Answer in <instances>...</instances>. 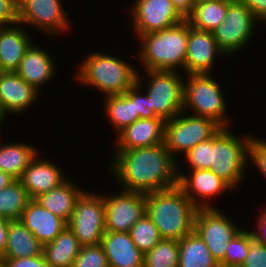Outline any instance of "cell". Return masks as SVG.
Segmentation results:
<instances>
[{
	"instance_id": "1",
	"label": "cell",
	"mask_w": 266,
	"mask_h": 267,
	"mask_svg": "<svg viewBox=\"0 0 266 267\" xmlns=\"http://www.w3.org/2000/svg\"><path fill=\"white\" fill-rule=\"evenodd\" d=\"M115 152L108 172L116 176L120 189L146 194L178 185V160L164 143Z\"/></svg>"
},
{
	"instance_id": "2",
	"label": "cell",
	"mask_w": 266,
	"mask_h": 267,
	"mask_svg": "<svg viewBox=\"0 0 266 267\" xmlns=\"http://www.w3.org/2000/svg\"><path fill=\"white\" fill-rule=\"evenodd\" d=\"M146 214L162 239L180 240L194 230L198 209L177 185L145 194Z\"/></svg>"
},
{
	"instance_id": "3",
	"label": "cell",
	"mask_w": 266,
	"mask_h": 267,
	"mask_svg": "<svg viewBox=\"0 0 266 267\" xmlns=\"http://www.w3.org/2000/svg\"><path fill=\"white\" fill-rule=\"evenodd\" d=\"M138 61L144 70L185 71L188 20L167 29L140 35ZM179 69V70H178ZM183 71V72H182Z\"/></svg>"
},
{
	"instance_id": "4",
	"label": "cell",
	"mask_w": 266,
	"mask_h": 267,
	"mask_svg": "<svg viewBox=\"0 0 266 267\" xmlns=\"http://www.w3.org/2000/svg\"><path fill=\"white\" fill-rule=\"evenodd\" d=\"M74 80L106 96L121 95L137 82L138 70L110 53L91 52L81 61Z\"/></svg>"
},
{
	"instance_id": "5",
	"label": "cell",
	"mask_w": 266,
	"mask_h": 267,
	"mask_svg": "<svg viewBox=\"0 0 266 267\" xmlns=\"http://www.w3.org/2000/svg\"><path fill=\"white\" fill-rule=\"evenodd\" d=\"M229 128H221L212 137V156L210 170L224 180L234 191L242 184L248 160V147L251 136L237 135Z\"/></svg>"
},
{
	"instance_id": "6",
	"label": "cell",
	"mask_w": 266,
	"mask_h": 267,
	"mask_svg": "<svg viewBox=\"0 0 266 267\" xmlns=\"http://www.w3.org/2000/svg\"><path fill=\"white\" fill-rule=\"evenodd\" d=\"M184 79L183 111L188 114L192 110L190 114L210 118L222 128L230 127L232 122L226 116L228 106L222 86L214 76L211 73L186 74Z\"/></svg>"
},
{
	"instance_id": "7",
	"label": "cell",
	"mask_w": 266,
	"mask_h": 267,
	"mask_svg": "<svg viewBox=\"0 0 266 267\" xmlns=\"http://www.w3.org/2000/svg\"><path fill=\"white\" fill-rule=\"evenodd\" d=\"M148 108L164 121L183 111L184 76L178 71L145 70Z\"/></svg>"
},
{
	"instance_id": "8",
	"label": "cell",
	"mask_w": 266,
	"mask_h": 267,
	"mask_svg": "<svg viewBox=\"0 0 266 267\" xmlns=\"http://www.w3.org/2000/svg\"><path fill=\"white\" fill-rule=\"evenodd\" d=\"M222 127L210 118L180 112L164 124V145L171 155L177 158L196 146L198 143L213 137Z\"/></svg>"
},
{
	"instance_id": "9",
	"label": "cell",
	"mask_w": 266,
	"mask_h": 267,
	"mask_svg": "<svg viewBox=\"0 0 266 267\" xmlns=\"http://www.w3.org/2000/svg\"><path fill=\"white\" fill-rule=\"evenodd\" d=\"M67 226L81 246L101 244L105 232L104 196L84 190L75 203Z\"/></svg>"
},
{
	"instance_id": "10",
	"label": "cell",
	"mask_w": 266,
	"mask_h": 267,
	"mask_svg": "<svg viewBox=\"0 0 266 267\" xmlns=\"http://www.w3.org/2000/svg\"><path fill=\"white\" fill-rule=\"evenodd\" d=\"M257 22L241 1L228 0L225 19L212 33L219 48L230 56L240 52L251 41Z\"/></svg>"
},
{
	"instance_id": "11",
	"label": "cell",
	"mask_w": 266,
	"mask_h": 267,
	"mask_svg": "<svg viewBox=\"0 0 266 267\" xmlns=\"http://www.w3.org/2000/svg\"><path fill=\"white\" fill-rule=\"evenodd\" d=\"M237 222L216 208H199L194 217V230L203 239L213 258L220 263L231 239L242 229Z\"/></svg>"
},
{
	"instance_id": "12",
	"label": "cell",
	"mask_w": 266,
	"mask_h": 267,
	"mask_svg": "<svg viewBox=\"0 0 266 267\" xmlns=\"http://www.w3.org/2000/svg\"><path fill=\"white\" fill-rule=\"evenodd\" d=\"M18 22L59 36L71 27L62 0H17Z\"/></svg>"
},
{
	"instance_id": "13",
	"label": "cell",
	"mask_w": 266,
	"mask_h": 267,
	"mask_svg": "<svg viewBox=\"0 0 266 267\" xmlns=\"http://www.w3.org/2000/svg\"><path fill=\"white\" fill-rule=\"evenodd\" d=\"M105 203V231L130 232L146 213L145 193L121 189L119 193L102 194Z\"/></svg>"
},
{
	"instance_id": "14",
	"label": "cell",
	"mask_w": 266,
	"mask_h": 267,
	"mask_svg": "<svg viewBox=\"0 0 266 267\" xmlns=\"http://www.w3.org/2000/svg\"><path fill=\"white\" fill-rule=\"evenodd\" d=\"M130 11L137 37L167 29L185 19L171 0H135Z\"/></svg>"
},
{
	"instance_id": "15",
	"label": "cell",
	"mask_w": 266,
	"mask_h": 267,
	"mask_svg": "<svg viewBox=\"0 0 266 267\" xmlns=\"http://www.w3.org/2000/svg\"><path fill=\"white\" fill-rule=\"evenodd\" d=\"M178 186L185 195L199 208H216V206L206 203L214 196L218 197L233 189L210 169H195L184 175L181 171V163L178 161ZM191 172V173H190ZM232 190V191H231ZM202 201V202H201ZM205 202V203H204Z\"/></svg>"
},
{
	"instance_id": "16",
	"label": "cell",
	"mask_w": 266,
	"mask_h": 267,
	"mask_svg": "<svg viewBox=\"0 0 266 267\" xmlns=\"http://www.w3.org/2000/svg\"><path fill=\"white\" fill-rule=\"evenodd\" d=\"M222 55L225 56V53L219 48L212 32L197 30L188 22L185 75L210 74L216 59Z\"/></svg>"
},
{
	"instance_id": "17",
	"label": "cell",
	"mask_w": 266,
	"mask_h": 267,
	"mask_svg": "<svg viewBox=\"0 0 266 267\" xmlns=\"http://www.w3.org/2000/svg\"><path fill=\"white\" fill-rule=\"evenodd\" d=\"M40 153L38 152L30 161L20 178L31 199L52 190L68 179L56 162L41 158Z\"/></svg>"
},
{
	"instance_id": "18",
	"label": "cell",
	"mask_w": 266,
	"mask_h": 267,
	"mask_svg": "<svg viewBox=\"0 0 266 267\" xmlns=\"http://www.w3.org/2000/svg\"><path fill=\"white\" fill-rule=\"evenodd\" d=\"M56 68V62L51 53L32 42L15 73L37 91H41L42 95V86L48 84L51 79L54 80L57 74Z\"/></svg>"
},
{
	"instance_id": "19",
	"label": "cell",
	"mask_w": 266,
	"mask_h": 267,
	"mask_svg": "<svg viewBox=\"0 0 266 267\" xmlns=\"http://www.w3.org/2000/svg\"><path fill=\"white\" fill-rule=\"evenodd\" d=\"M40 93L15 72H4L0 76V107L6 116L8 113L24 114L38 100Z\"/></svg>"
},
{
	"instance_id": "20",
	"label": "cell",
	"mask_w": 266,
	"mask_h": 267,
	"mask_svg": "<svg viewBox=\"0 0 266 267\" xmlns=\"http://www.w3.org/2000/svg\"><path fill=\"white\" fill-rule=\"evenodd\" d=\"M165 121L160 117L138 119L118 135H116V150H131L164 143Z\"/></svg>"
},
{
	"instance_id": "21",
	"label": "cell",
	"mask_w": 266,
	"mask_h": 267,
	"mask_svg": "<svg viewBox=\"0 0 266 267\" xmlns=\"http://www.w3.org/2000/svg\"><path fill=\"white\" fill-rule=\"evenodd\" d=\"M17 22L0 27V66L4 72H15L27 48L33 42L27 28Z\"/></svg>"
},
{
	"instance_id": "22",
	"label": "cell",
	"mask_w": 266,
	"mask_h": 267,
	"mask_svg": "<svg viewBox=\"0 0 266 267\" xmlns=\"http://www.w3.org/2000/svg\"><path fill=\"white\" fill-rule=\"evenodd\" d=\"M44 245L52 242L67 226L60 217L52 214L35 199H31L19 219Z\"/></svg>"
},
{
	"instance_id": "23",
	"label": "cell",
	"mask_w": 266,
	"mask_h": 267,
	"mask_svg": "<svg viewBox=\"0 0 266 267\" xmlns=\"http://www.w3.org/2000/svg\"><path fill=\"white\" fill-rule=\"evenodd\" d=\"M109 267H144V254L129 232L105 231L102 243Z\"/></svg>"
},
{
	"instance_id": "24",
	"label": "cell",
	"mask_w": 266,
	"mask_h": 267,
	"mask_svg": "<svg viewBox=\"0 0 266 267\" xmlns=\"http://www.w3.org/2000/svg\"><path fill=\"white\" fill-rule=\"evenodd\" d=\"M83 191L71 179H67L61 185L39 195L35 200L49 212L68 223L73 214L75 203Z\"/></svg>"
},
{
	"instance_id": "25",
	"label": "cell",
	"mask_w": 266,
	"mask_h": 267,
	"mask_svg": "<svg viewBox=\"0 0 266 267\" xmlns=\"http://www.w3.org/2000/svg\"><path fill=\"white\" fill-rule=\"evenodd\" d=\"M43 244L19 220H10L7 245L0 259H16L42 255Z\"/></svg>"
},
{
	"instance_id": "26",
	"label": "cell",
	"mask_w": 266,
	"mask_h": 267,
	"mask_svg": "<svg viewBox=\"0 0 266 267\" xmlns=\"http://www.w3.org/2000/svg\"><path fill=\"white\" fill-rule=\"evenodd\" d=\"M81 245L68 226L52 241L43 245V257L50 267H72Z\"/></svg>"
},
{
	"instance_id": "27",
	"label": "cell",
	"mask_w": 266,
	"mask_h": 267,
	"mask_svg": "<svg viewBox=\"0 0 266 267\" xmlns=\"http://www.w3.org/2000/svg\"><path fill=\"white\" fill-rule=\"evenodd\" d=\"M103 100L105 101L103 110L111 127L114 128L115 134L118 135L126 127L140 119L136 99L128 91L121 95L106 96Z\"/></svg>"
},
{
	"instance_id": "28",
	"label": "cell",
	"mask_w": 266,
	"mask_h": 267,
	"mask_svg": "<svg viewBox=\"0 0 266 267\" xmlns=\"http://www.w3.org/2000/svg\"><path fill=\"white\" fill-rule=\"evenodd\" d=\"M40 152L28 143L10 142L0 144V170L20 179L30 161Z\"/></svg>"
},
{
	"instance_id": "29",
	"label": "cell",
	"mask_w": 266,
	"mask_h": 267,
	"mask_svg": "<svg viewBox=\"0 0 266 267\" xmlns=\"http://www.w3.org/2000/svg\"><path fill=\"white\" fill-rule=\"evenodd\" d=\"M178 267H219L200 235L193 230L179 240Z\"/></svg>"
},
{
	"instance_id": "30",
	"label": "cell",
	"mask_w": 266,
	"mask_h": 267,
	"mask_svg": "<svg viewBox=\"0 0 266 267\" xmlns=\"http://www.w3.org/2000/svg\"><path fill=\"white\" fill-rule=\"evenodd\" d=\"M228 0L202 1L193 7L186 17L191 27L207 32H213L225 19Z\"/></svg>"
},
{
	"instance_id": "31",
	"label": "cell",
	"mask_w": 266,
	"mask_h": 267,
	"mask_svg": "<svg viewBox=\"0 0 266 267\" xmlns=\"http://www.w3.org/2000/svg\"><path fill=\"white\" fill-rule=\"evenodd\" d=\"M31 200L20 179L0 190V216L8 220L20 219Z\"/></svg>"
},
{
	"instance_id": "32",
	"label": "cell",
	"mask_w": 266,
	"mask_h": 267,
	"mask_svg": "<svg viewBox=\"0 0 266 267\" xmlns=\"http://www.w3.org/2000/svg\"><path fill=\"white\" fill-rule=\"evenodd\" d=\"M179 241L161 239L144 254V267H178Z\"/></svg>"
},
{
	"instance_id": "33",
	"label": "cell",
	"mask_w": 266,
	"mask_h": 267,
	"mask_svg": "<svg viewBox=\"0 0 266 267\" xmlns=\"http://www.w3.org/2000/svg\"><path fill=\"white\" fill-rule=\"evenodd\" d=\"M129 233L143 254L150 251L162 239L157 227L146 213L131 227Z\"/></svg>"
},
{
	"instance_id": "34",
	"label": "cell",
	"mask_w": 266,
	"mask_h": 267,
	"mask_svg": "<svg viewBox=\"0 0 266 267\" xmlns=\"http://www.w3.org/2000/svg\"><path fill=\"white\" fill-rule=\"evenodd\" d=\"M250 246V230L244 227L231 239L224 259L219 267H241L245 262Z\"/></svg>"
},
{
	"instance_id": "35",
	"label": "cell",
	"mask_w": 266,
	"mask_h": 267,
	"mask_svg": "<svg viewBox=\"0 0 266 267\" xmlns=\"http://www.w3.org/2000/svg\"><path fill=\"white\" fill-rule=\"evenodd\" d=\"M72 267H109L103 245L81 246Z\"/></svg>"
},
{
	"instance_id": "36",
	"label": "cell",
	"mask_w": 266,
	"mask_h": 267,
	"mask_svg": "<svg viewBox=\"0 0 266 267\" xmlns=\"http://www.w3.org/2000/svg\"><path fill=\"white\" fill-rule=\"evenodd\" d=\"M184 156L186 164H189L191 170L209 169L212 156V137L206 141L198 143L186 152Z\"/></svg>"
},
{
	"instance_id": "37",
	"label": "cell",
	"mask_w": 266,
	"mask_h": 267,
	"mask_svg": "<svg viewBox=\"0 0 266 267\" xmlns=\"http://www.w3.org/2000/svg\"><path fill=\"white\" fill-rule=\"evenodd\" d=\"M262 137L252 136L248 147V160L258 169L266 180V141ZM251 158V159H250Z\"/></svg>"
},
{
	"instance_id": "38",
	"label": "cell",
	"mask_w": 266,
	"mask_h": 267,
	"mask_svg": "<svg viewBox=\"0 0 266 267\" xmlns=\"http://www.w3.org/2000/svg\"><path fill=\"white\" fill-rule=\"evenodd\" d=\"M141 72L140 70L138 71V76H137V82L130 87L127 91L136 99V107H137V112L139 115V118L141 119H151L157 117L154 112L148 108V96L147 94L144 93L142 94V82H144L141 78Z\"/></svg>"
},
{
	"instance_id": "39",
	"label": "cell",
	"mask_w": 266,
	"mask_h": 267,
	"mask_svg": "<svg viewBox=\"0 0 266 267\" xmlns=\"http://www.w3.org/2000/svg\"><path fill=\"white\" fill-rule=\"evenodd\" d=\"M241 267H266V245L258 242L250 231V246Z\"/></svg>"
},
{
	"instance_id": "40",
	"label": "cell",
	"mask_w": 266,
	"mask_h": 267,
	"mask_svg": "<svg viewBox=\"0 0 266 267\" xmlns=\"http://www.w3.org/2000/svg\"><path fill=\"white\" fill-rule=\"evenodd\" d=\"M18 22L17 0H0V27Z\"/></svg>"
},
{
	"instance_id": "41",
	"label": "cell",
	"mask_w": 266,
	"mask_h": 267,
	"mask_svg": "<svg viewBox=\"0 0 266 267\" xmlns=\"http://www.w3.org/2000/svg\"><path fill=\"white\" fill-rule=\"evenodd\" d=\"M6 267H50L43 254L35 257L0 259Z\"/></svg>"
},
{
	"instance_id": "42",
	"label": "cell",
	"mask_w": 266,
	"mask_h": 267,
	"mask_svg": "<svg viewBox=\"0 0 266 267\" xmlns=\"http://www.w3.org/2000/svg\"><path fill=\"white\" fill-rule=\"evenodd\" d=\"M264 210L259 211L258 217H256V226L255 229L250 230L253 234V237L260 243L266 245V206ZM257 228V230H256Z\"/></svg>"
},
{
	"instance_id": "43",
	"label": "cell",
	"mask_w": 266,
	"mask_h": 267,
	"mask_svg": "<svg viewBox=\"0 0 266 267\" xmlns=\"http://www.w3.org/2000/svg\"><path fill=\"white\" fill-rule=\"evenodd\" d=\"M241 1L253 14V16L260 22L266 19V0H239Z\"/></svg>"
},
{
	"instance_id": "44",
	"label": "cell",
	"mask_w": 266,
	"mask_h": 267,
	"mask_svg": "<svg viewBox=\"0 0 266 267\" xmlns=\"http://www.w3.org/2000/svg\"><path fill=\"white\" fill-rule=\"evenodd\" d=\"M176 10L186 18L195 6L194 0H171Z\"/></svg>"
},
{
	"instance_id": "45",
	"label": "cell",
	"mask_w": 266,
	"mask_h": 267,
	"mask_svg": "<svg viewBox=\"0 0 266 267\" xmlns=\"http://www.w3.org/2000/svg\"><path fill=\"white\" fill-rule=\"evenodd\" d=\"M8 219L0 216V257L4 254L7 245Z\"/></svg>"
},
{
	"instance_id": "46",
	"label": "cell",
	"mask_w": 266,
	"mask_h": 267,
	"mask_svg": "<svg viewBox=\"0 0 266 267\" xmlns=\"http://www.w3.org/2000/svg\"><path fill=\"white\" fill-rule=\"evenodd\" d=\"M15 180L10 174L0 170V190L8 186Z\"/></svg>"
},
{
	"instance_id": "47",
	"label": "cell",
	"mask_w": 266,
	"mask_h": 267,
	"mask_svg": "<svg viewBox=\"0 0 266 267\" xmlns=\"http://www.w3.org/2000/svg\"><path fill=\"white\" fill-rule=\"evenodd\" d=\"M6 117V115L3 113V111L1 110V107H0V127L2 126V124L4 123V122H6L5 121V118ZM4 120V121H3ZM1 129V128H0Z\"/></svg>"
},
{
	"instance_id": "48",
	"label": "cell",
	"mask_w": 266,
	"mask_h": 267,
	"mask_svg": "<svg viewBox=\"0 0 266 267\" xmlns=\"http://www.w3.org/2000/svg\"><path fill=\"white\" fill-rule=\"evenodd\" d=\"M202 1H210V0H194V3L197 4V3L202 2Z\"/></svg>"
},
{
	"instance_id": "49",
	"label": "cell",
	"mask_w": 266,
	"mask_h": 267,
	"mask_svg": "<svg viewBox=\"0 0 266 267\" xmlns=\"http://www.w3.org/2000/svg\"><path fill=\"white\" fill-rule=\"evenodd\" d=\"M0 267H6L2 261H0Z\"/></svg>"
},
{
	"instance_id": "50",
	"label": "cell",
	"mask_w": 266,
	"mask_h": 267,
	"mask_svg": "<svg viewBox=\"0 0 266 267\" xmlns=\"http://www.w3.org/2000/svg\"><path fill=\"white\" fill-rule=\"evenodd\" d=\"M4 73V71L2 70L1 66H0V76Z\"/></svg>"
}]
</instances>
